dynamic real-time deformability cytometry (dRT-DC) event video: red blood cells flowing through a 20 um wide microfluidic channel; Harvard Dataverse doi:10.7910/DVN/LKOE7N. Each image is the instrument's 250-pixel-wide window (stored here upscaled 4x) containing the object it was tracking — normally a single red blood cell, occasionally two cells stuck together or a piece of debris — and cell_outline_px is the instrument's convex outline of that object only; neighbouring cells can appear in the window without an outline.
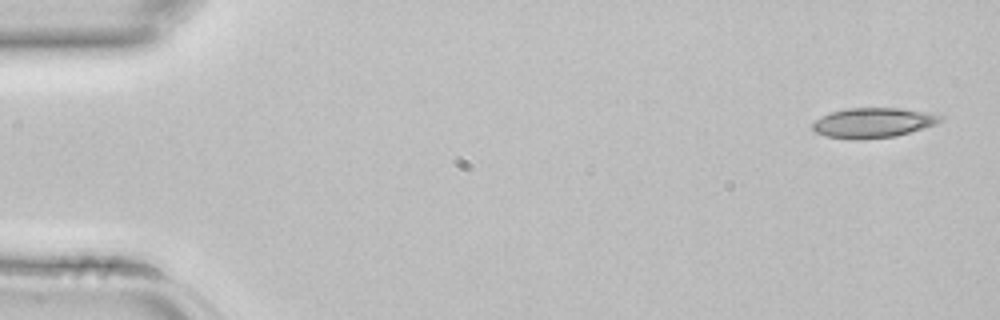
{"species": "common noctule bat (a hibernating species)", "species_latin": "Nyctalus noctula", "temperature_condition": "room temperature", "stored_images_in_passage": 4, "camera_frame_rate_fps": 3000, "um_per_image_px": 0.085, "animal": {"sex": "female", "body_mass_g": 22.7, "forearm_length_mm": 54.2}, "frame": {"image": 1, "passage_image": 1, "time_ms": 0.0, "image_size_px": [1000, 320], "cell_outline_px": [[944, 120], [936, 124], [924, 128], [896, 136], [864, 140], [856, 140], [824, 136], [816, 132], [812, 128], [812, 124], [820, 116], [832, 112], [848, 108], [900, 108], [928, 112], [944, 116]], "centroid_in_image_um": [74.23, 10.44], "position_along_channel_um": 10.8, "area_um2": 22.54}}
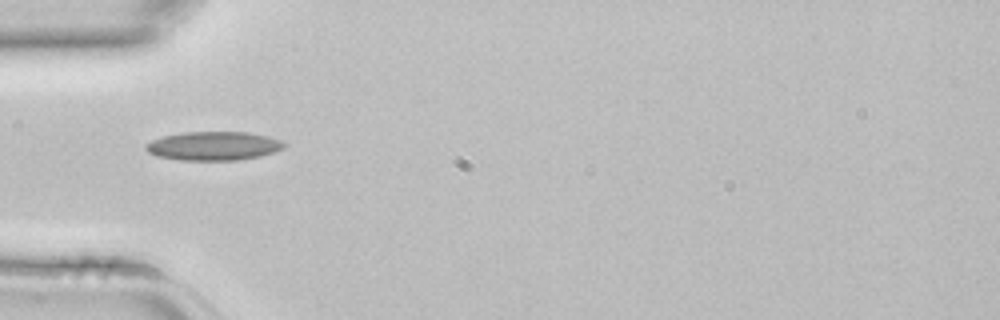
{"frame": {"image": 2, "passage_image": 4, "time_ms": 1.0, "image_size_px": [1000, 320], "cell_outline_px": [[288, 144], [284, 148], [260, 156], [236, 160], [180, 160], [156, 156], [148, 152], [144, 148], [144, 144], [152, 140], [164, 136], [184, 132], [248, 132], [268, 136], [280, 140]], "centroid_in_image_um": [18.14, 12.4], "position_along_channel_um": 66.9, "area_um2": 23.24}}